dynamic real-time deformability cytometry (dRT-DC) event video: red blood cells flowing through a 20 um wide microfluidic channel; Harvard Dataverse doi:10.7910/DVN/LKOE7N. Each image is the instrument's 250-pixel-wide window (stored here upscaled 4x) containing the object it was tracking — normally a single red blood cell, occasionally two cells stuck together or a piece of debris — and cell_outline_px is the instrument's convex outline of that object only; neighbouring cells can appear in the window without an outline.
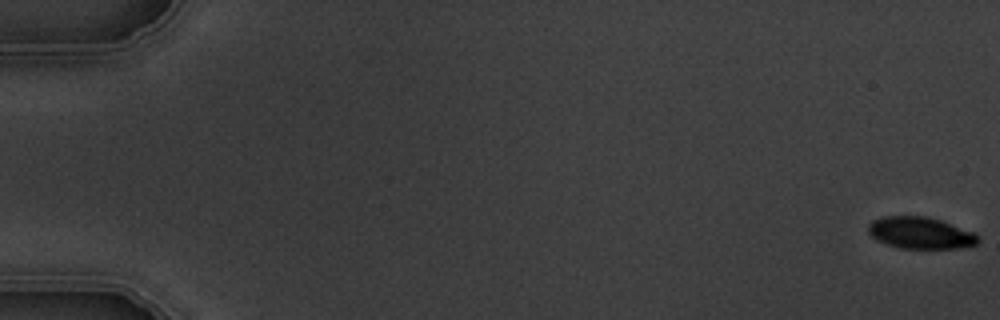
{"species": "common noctule bat (a hibernating species)", "species_latin": "Nyctalus noctula", "temperature_condition": "warm", "stored_images_in_passage": 4, "camera_frame_rate_fps": 3000, "um_per_image_px": 0.085, "animal": {"sex": "male", "body_mass_g": 19.5, "forearm_length_mm": 54.6}, "frame": {"image": 1, "passage_image": 1, "time_ms": 0.0, "image_size_px": [1000, 320], "cell_outline_px": [[980, 240], [976, 244], [960, 248], [900, 248], [876, 240], [868, 232], [868, 224], [872, 220], [884, 216], [928, 216], [940, 220], [972, 232], [980, 236]], "centroid_in_image_um": [78.22, 19.79], "position_along_channel_um": 6.8, "area_um2": 20.23}}